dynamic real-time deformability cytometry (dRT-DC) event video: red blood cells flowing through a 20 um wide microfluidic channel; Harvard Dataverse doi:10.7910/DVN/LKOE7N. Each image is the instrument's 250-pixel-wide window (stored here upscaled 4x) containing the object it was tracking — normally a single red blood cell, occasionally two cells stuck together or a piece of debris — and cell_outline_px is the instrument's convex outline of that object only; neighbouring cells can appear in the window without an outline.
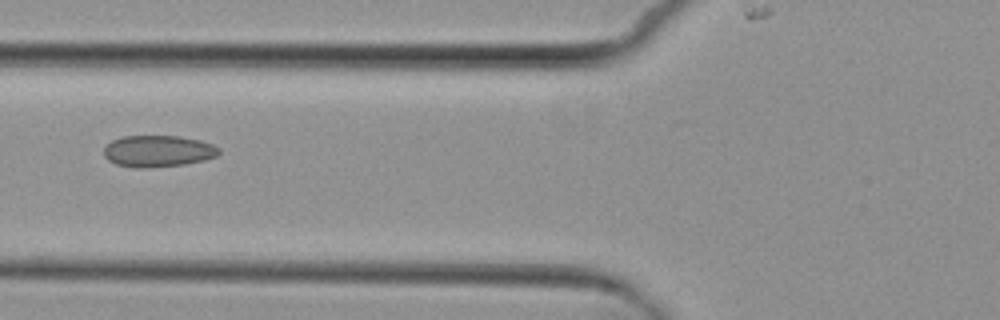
{"species": "common noctule bat (a hibernating species)", "species_latin": "Nyctalus noctula", "temperature_condition": "cold", "stored_images_in_passage": 9, "camera_frame_rate_fps": 3000, "um_per_image_px": 0.085, "animal": {"sex": "female", "body_mass_g": 29.2, "forearm_length_mm": 56.3}, "frame": {"image": 1, "passage_image": 6, "time_ms": 6.0, "image_size_px": [1000, 320], "cell_outline_px": [[220, 152], [216, 156], [204, 160], [184, 164], [144, 168], [136, 168], [116, 164], [108, 160], [104, 156], [104, 148], [112, 140], [124, 136], [180, 136], [200, 140], [212, 144], [220, 148]], "centroid_in_image_um": [13.43, 12.84], "position_along_channel_um": 112.4, "area_um2": 21.15}}
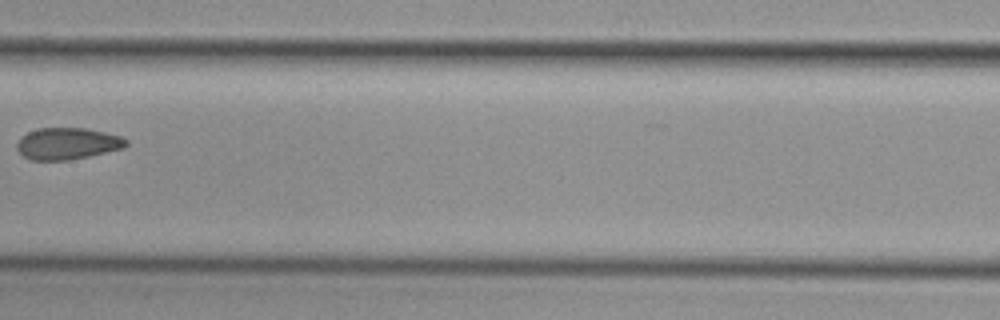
{"frame": {"image": 2, "passage_image": 8, "time_ms": 8.333, "image_size_px": [1000, 320], "cell_outline_px": [[128, 144], [124, 148], [88, 156], [68, 160], [32, 160], [24, 156], [16, 148], [16, 144], [28, 132], [40, 128], [84, 128], [104, 132], [120, 136], [128, 140]], "centroid_in_image_um": [5.75, 12.21], "position_along_channel_um": 201.6, "area_um2": 19.94}}
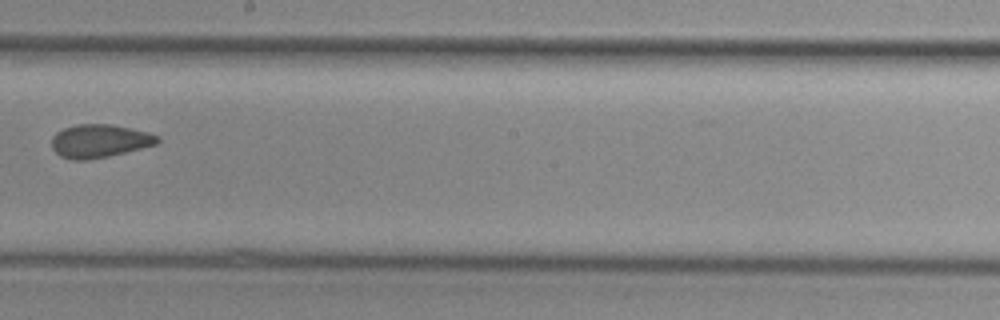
{"frame": {"image": 3, "passage_image": 9, "time_ms": 9.333, "image_size_px": [1000, 320], "cell_outline_px": [[160, 140], [156, 144], [108, 156], [88, 160], [72, 160], [60, 156], [52, 148], [52, 136], [56, 132], [64, 128], [76, 124], [108, 124], [148, 132], [160, 136]], "centroid_in_image_um": [8.43, 11.98], "position_along_channel_um": 239.8, "area_um2": 20.35}}